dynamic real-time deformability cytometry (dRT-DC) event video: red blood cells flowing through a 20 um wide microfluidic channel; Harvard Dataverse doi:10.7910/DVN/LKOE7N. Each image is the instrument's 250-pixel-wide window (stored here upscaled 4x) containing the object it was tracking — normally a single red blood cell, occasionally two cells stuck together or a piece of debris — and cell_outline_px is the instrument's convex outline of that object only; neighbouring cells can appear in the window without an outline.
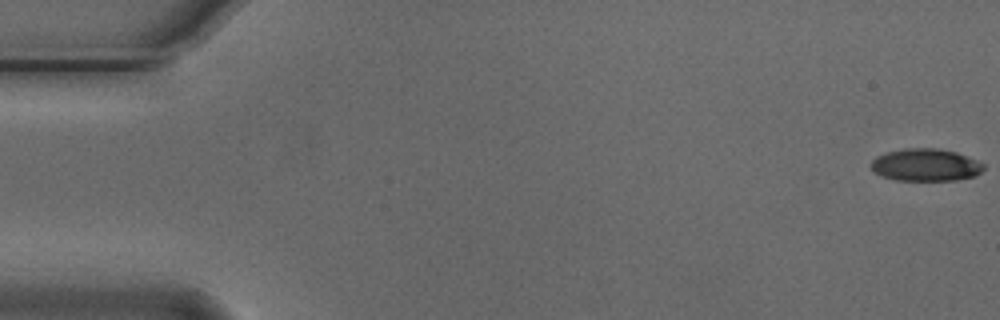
{"species": "Egyptian fruit bat (a non-hibernating species)", "species_latin": "Rousettus aegyptiacus", "temperature_condition": "cold", "stored_images_in_passage": 3, "camera_frame_rate_fps": 3000, "um_per_image_px": 0.085, "animal": {"sex": "male"}, "frame": {"image": 1, "passage_image": 1, "time_ms": 0.0, "image_size_px": [1000, 320], "cell_outline_px": [[984, 168], [976, 176], [956, 180], [896, 180], [880, 176], [872, 172], [872, 160], [876, 156], [888, 152], [904, 148], [936, 148], [956, 152], [976, 160], [984, 164]], "centroid_in_image_um": [78.66, 14.02], "position_along_channel_um": 6.3, "area_um2": 21.27}}